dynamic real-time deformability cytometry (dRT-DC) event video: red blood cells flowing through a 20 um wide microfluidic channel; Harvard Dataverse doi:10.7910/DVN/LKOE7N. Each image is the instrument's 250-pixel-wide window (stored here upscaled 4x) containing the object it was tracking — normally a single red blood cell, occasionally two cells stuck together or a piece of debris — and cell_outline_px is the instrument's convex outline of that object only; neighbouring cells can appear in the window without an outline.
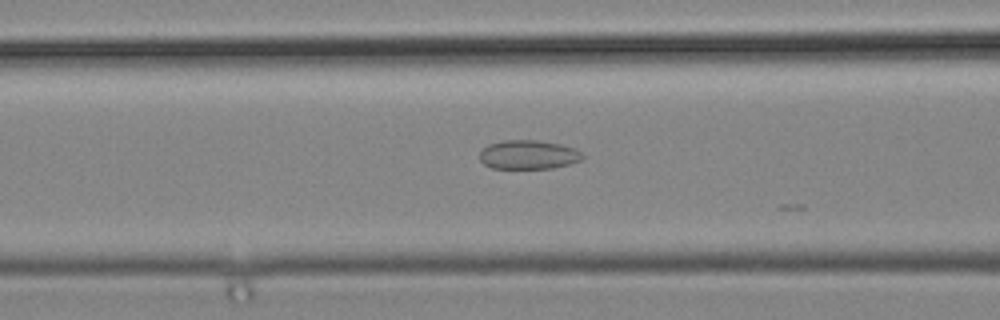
{"species": "common noctule bat (a hibernating species)", "species_latin": "Nyctalus noctula", "temperature_condition": "cold", "stored_images_in_passage": 11, "camera_frame_rate_fps": 3000, "um_per_image_px": 0.085, "animal": {"sex": "male", "body_mass_g": 19.2, "forearm_length_mm": 51.8}, "frame": {"image": 1, "passage_image": 10, "time_ms": 3.0, "image_size_px": [1000, 320], "cell_outline_px": [[584, 156], [580, 160], [568, 164], [552, 168], [492, 168], [484, 164], [480, 160], [480, 152], [488, 144], [504, 140], [536, 140], [560, 144], [572, 148], [580, 152]], "centroid_in_image_um": [44.88, 13.14], "position_along_channel_um": 121.7, "area_um2": 17.17}}